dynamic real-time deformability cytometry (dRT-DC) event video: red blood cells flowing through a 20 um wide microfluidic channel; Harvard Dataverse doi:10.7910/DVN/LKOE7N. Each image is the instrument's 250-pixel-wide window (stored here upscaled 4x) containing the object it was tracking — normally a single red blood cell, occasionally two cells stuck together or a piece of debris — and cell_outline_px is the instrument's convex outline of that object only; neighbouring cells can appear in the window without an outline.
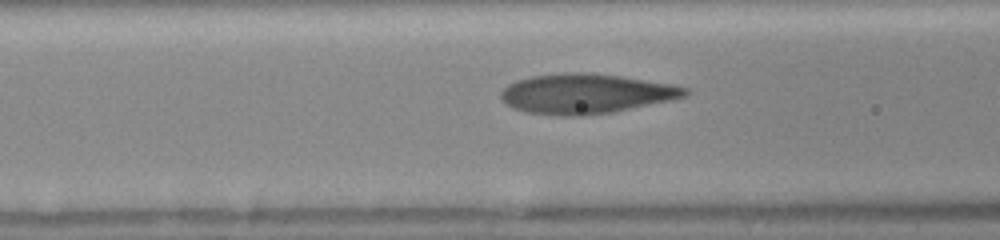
{"species": "human", "species_latin": "Homo sapiens", "temperature_condition": "room temperature", "stored_images_in_passage": 27, "camera_frame_rate_fps": 3000, "um_per_image_px": 0.085, "donor": {"sex": "female"}, "frame": {"image": 1, "passage_image": 8, "time_ms": 2.333, "image_size_px": [1000, 240], "cell_outline_px": [[688, 92], [684, 96], [668, 100], [612, 112], [584, 116], [560, 116], [528, 112], [512, 108], [500, 100], [500, 92], [508, 84], [516, 80], [532, 76], [564, 72], [584, 72], [620, 76], [672, 84], [688, 88]], "centroid_in_image_um": [49.72, 7.96], "position_along_channel_um": 116.9, "area_um2": 42.6}}
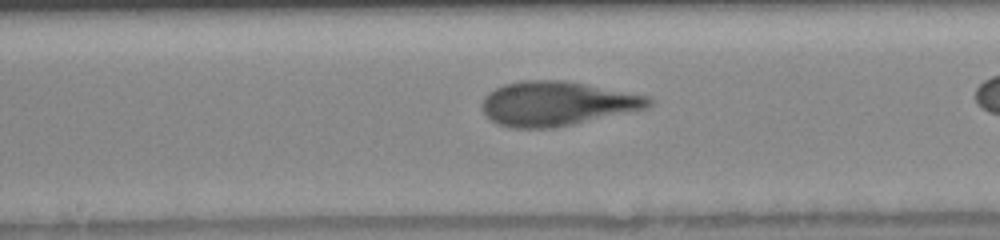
{"frame": {"image": 2, "passage_image": 14, "time_ms": 4.333, "image_size_px": [1000, 240], "cell_outline_px": [[652, 104], [648, 108], [572, 124], [548, 128], [512, 128], [500, 124], [492, 120], [484, 112], [480, 104], [484, 96], [488, 92], [504, 84], [524, 80], [564, 80], [648, 96], [652, 100]], "centroid_in_image_um": [47.31, 8.8], "position_along_channel_um": 200.9, "area_um2": 42.71}}
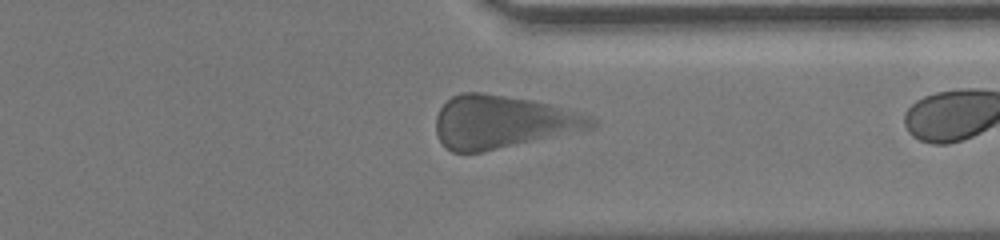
{"frame": {"image": 3, "passage_image": 26, "time_ms": 8.333, "image_size_px": [1000, 240], "cell_outline_px": [[600, 124], [592, 128], [480, 152], [452, 152], [440, 140], [436, 132], [436, 116], [440, 108], [452, 96], [460, 92], [480, 92], [532, 100], [568, 108], [592, 116]], "centroid_in_image_um": [42.73, 10.34], "position_along_channel_um": 368.7, "area_um2": 47.63}}